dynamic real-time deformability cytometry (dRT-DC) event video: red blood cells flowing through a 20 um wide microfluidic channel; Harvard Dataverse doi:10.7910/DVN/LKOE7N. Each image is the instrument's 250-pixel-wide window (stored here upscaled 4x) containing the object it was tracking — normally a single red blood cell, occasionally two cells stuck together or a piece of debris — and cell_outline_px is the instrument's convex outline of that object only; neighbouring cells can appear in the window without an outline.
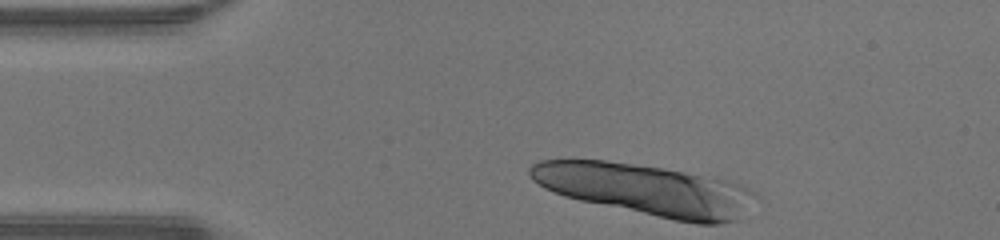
{"species": "human", "species_latin": "Homo sapiens", "temperature_condition": "warm", "stored_images_in_passage": 15, "camera_frame_rate_fps": 3000, "um_per_image_px": 0.085, "donor": {"sex": "male"}, "frame": {"image": 1, "passage_image": 1, "time_ms": 0.0, "image_size_px": [1000, 240], "cell_outline_px": [[756, 192], [736, 220], [720, 224], [696, 224], [676, 220], [580, 200], [564, 196], [544, 188], [532, 180], [528, 176], [528, 168], [532, 164], [540, 160], [608, 160], [664, 168], [728, 180], [740, 184]], "centroid_in_image_um": [54.82, 16.1], "position_along_channel_um": 30.2, "area_um2": 66.64}}
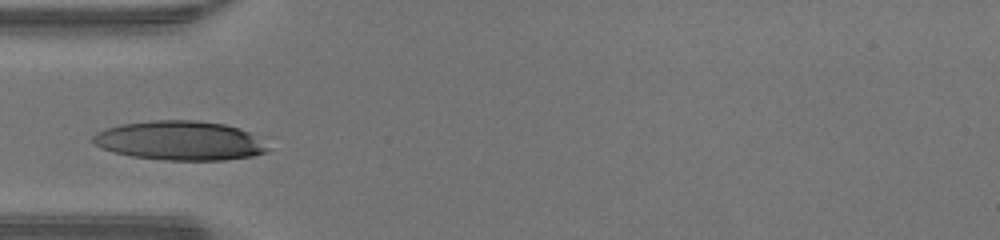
{"frame": {"image": 2, "passage_image": 8, "time_ms": 2.333, "image_size_px": [1000, 240], "cell_outline_px": [[272, 148], [268, 152], [252, 156], [224, 160], [164, 160], [132, 156], [112, 152], [100, 148], [92, 144], [92, 136], [96, 132], [104, 128], [120, 124], [152, 120], [196, 120], [224, 124], [240, 128], [248, 132]], "centroid_in_image_um": [15.26, 11.95], "position_along_channel_um": 69.7, "area_um2": 40.34}}
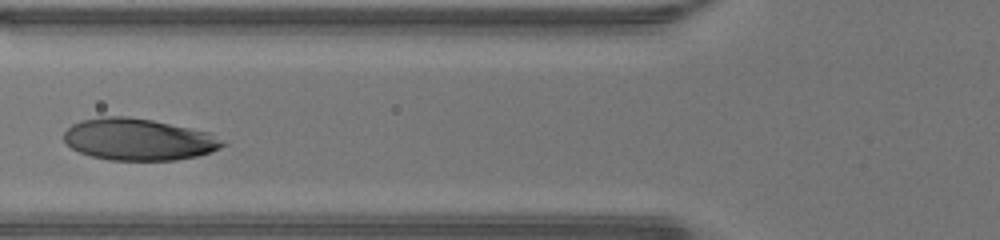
{"frame": {"image": 3, "passage_image": 11, "time_ms": 3.333, "image_size_px": [1000, 240], "cell_outline_px": [[228, 144], [220, 148], [196, 156], [176, 160], [108, 160], [92, 156], [80, 152], [72, 148], [64, 140], [64, 132], [72, 124], [80, 120], [100, 116], [128, 116], [152, 120], [208, 132]], "centroid_in_image_um": [11.74, 11.84], "position_along_channel_um": 114.1, "area_um2": 38.49}}